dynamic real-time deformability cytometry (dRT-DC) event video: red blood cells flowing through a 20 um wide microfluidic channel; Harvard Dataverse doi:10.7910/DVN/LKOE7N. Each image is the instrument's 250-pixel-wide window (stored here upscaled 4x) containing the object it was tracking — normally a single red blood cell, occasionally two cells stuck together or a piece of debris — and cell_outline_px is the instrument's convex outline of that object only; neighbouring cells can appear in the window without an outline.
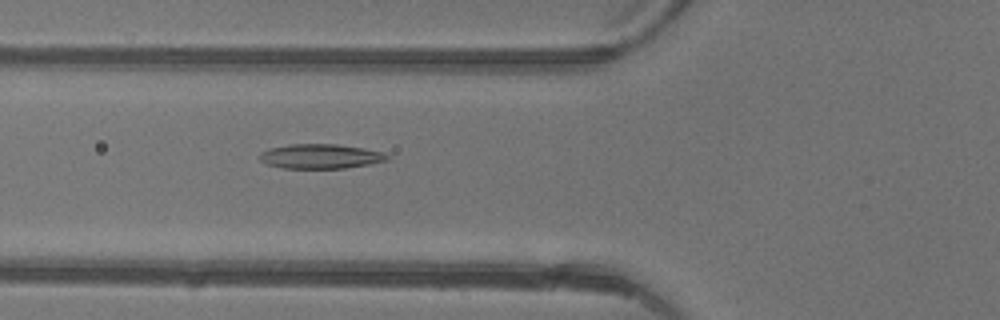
{"species": "common noctule bat (a hibernating species)", "species_latin": "Nyctalus noctula", "temperature_condition": "warm", "stored_images_in_passage": 47, "camera_frame_rate_fps": 3000, "um_per_image_px": 0.085, "animal": {"sex": "female"}, "frame": {"image": 1, "passage_image": 18, "time_ms": 5.667, "image_size_px": [1000, 320], "cell_outline_px": [[388, 160], [368, 164], [344, 168], [284, 168], [268, 164], [260, 160], [260, 152], [268, 148], [288, 144], [336, 144], [364, 148], [384, 152], [388, 156]], "centroid_in_image_um": [27.23, 13.28], "position_along_channel_um": 98.6, "area_um2": 18.21}}
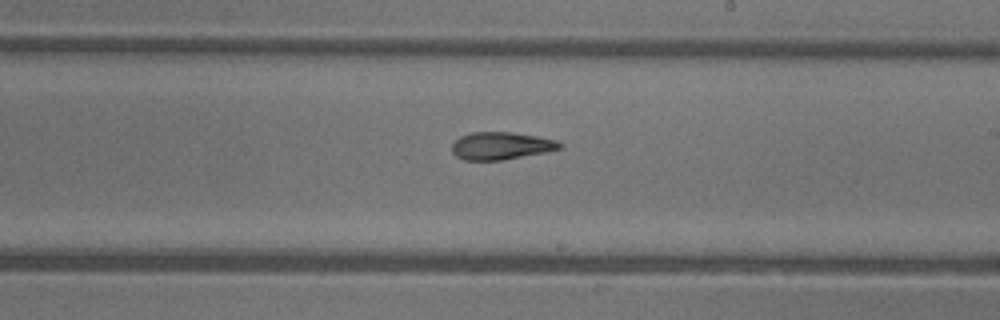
{"frame": {"image": 2, "passage_image": 28, "time_ms": 9.0, "image_size_px": [1000, 320], "cell_outline_px": [[564, 148], [504, 160], [464, 160], [456, 156], [452, 152], [452, 144], [460, 136], [472, 132], [512, 132], [536, 136], [556, 140], [564, 144]], "centroid_in_image_um": [42.6, 12.39], "position_along_channel_um": 246.4, "area_um2": 17.34}}
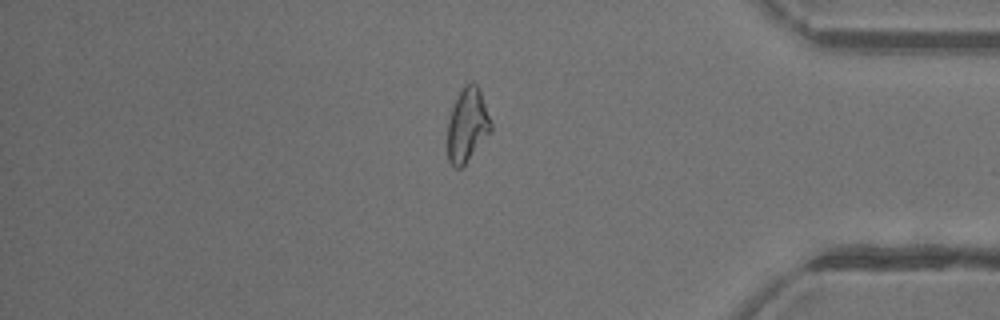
{"frame": {"image": 3, "passage_image": 40, "time_ms": 13.0, "image_size_px": [1000, 320], "cell_outline_px": [[492, 128], [464, 164], [460, 168], [456, 168], [448, 160], [448, 120], [452, 108], [460, 92], [472, 80], [480, 88], [492, 124]], "centroid_in_image_um": [39.72, 10.6], "position_along_channel_um": 395.5, "area_um2": 18.09}, "authors_computed_cell_mechanics": {"area_um2": 18.9006, "velocity_mm_per_s": 4.4202, "shape_relaxation_time_tau1_ms": null, "shape_relaxation_time_tau2_ms": 2.5363, "deformation_change_tau1": null, "deformation_change_tau2": 0.1092}}